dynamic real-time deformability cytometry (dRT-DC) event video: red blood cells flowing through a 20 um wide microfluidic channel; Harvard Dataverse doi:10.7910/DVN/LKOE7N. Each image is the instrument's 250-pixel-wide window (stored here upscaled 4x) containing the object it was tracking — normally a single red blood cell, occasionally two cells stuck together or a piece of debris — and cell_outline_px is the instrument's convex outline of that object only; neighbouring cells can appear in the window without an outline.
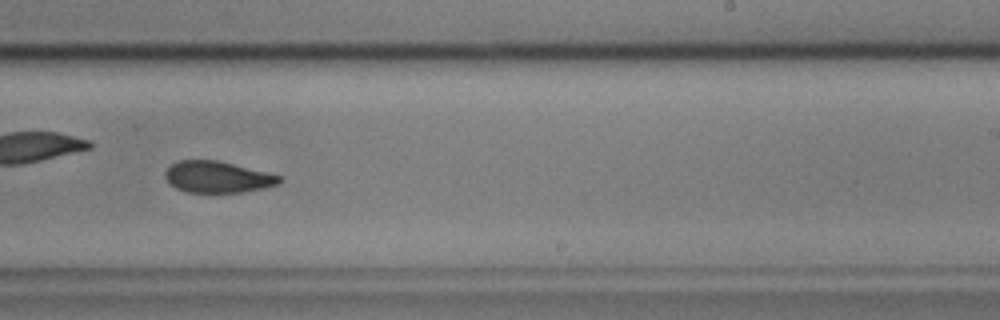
{"species": "common noctule bat (a hibernating species)", "species_latin": "Nyctalus noctula", "temperature_condition": "cold", "stored_images_in_passage": 49, "camera_frame_rate_fps": 3000, "um_per_image_px": 0.085, "animal": {"sex": "male", "body_mass_g": 17.9, "forearm_length_mm": 54.2}, "frame": {"image": 1, "passage_image": 28, "time_ms": 9.0, "image_size_px": [1000, 320], "cell_outline_px": [[284, 176], [280, 184], [264, 188], [240, 192], [188, 192], [176, 188], [164, 176], [164, 172], [172, 164], [180, 160], [216, 160], [268, 172]], "centroid_in_image_um": [18.54, 15.04], "position_along_channel_um": 270.5, "area_um2": 20.87}}
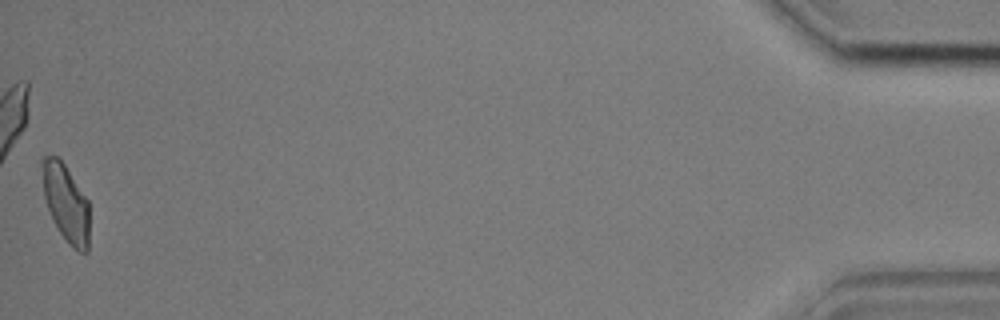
{"frame": {"image": 2, "passage_image": 49, "time_ms": 16.0, "image_size_px": [1000, 320], "cell_outline_px": [[88, 252], [80, 252], [72, 248], [68, 244], [52, 220], [44, 196], [40, 164], [40, 156], [56, 156], [64, 164], [88, 200]], "centroid_in_image_um": [5.57, 17.23], "position_along_channel_um": 429.6, "area_um2": 21.33}, "authors_computed_cell_mechanics": {"area_um2": 21.9062, "velocity_mm_per_s": 3.5995, "shape_relaxation_time_tau1_ms": 8.0512, "shape_relaxation_time_tau2_ms": 2.891, "deformation_change_tau1": 0.1749, "deformation_change_tau2": 0.079}}